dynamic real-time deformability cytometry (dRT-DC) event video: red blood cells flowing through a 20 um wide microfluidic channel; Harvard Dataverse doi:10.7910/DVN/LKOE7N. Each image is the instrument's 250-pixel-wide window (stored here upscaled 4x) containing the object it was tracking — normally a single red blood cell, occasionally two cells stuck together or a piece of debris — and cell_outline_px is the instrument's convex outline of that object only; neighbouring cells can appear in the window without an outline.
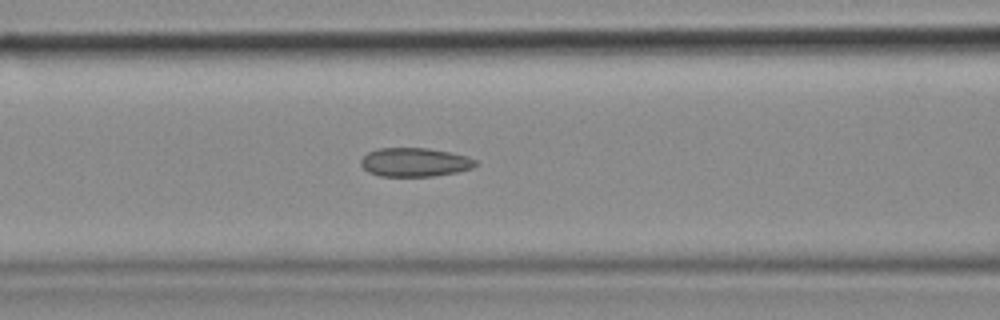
{"species": "common noctule bat (a hibernating species)", "species_latin": "Nyctalus noctula", "temperature_condition": "cold", "stored_images_in_passage": 43, "camera_frame_rate_fps": 3000, "um_per_image_px": 0.085, "animal": {"sex": "female", "body_mass_g": 18.4}, "frame": {"image": 1, "passage_image": 19, "time_ms": 6.0, "image_size_px": [1000, 320], "cell_outline_px": [[476, 164], [472, 168], [456, 172], [432, 176], [380, 176], [368, 172], [360, 164], [360, 160], [368, 152], [380, 148], [428, 148], [452, 152], [468, 156], [476, 160]], "centroid_in_image_um": [35.25, 13.78], "position_along_channel_um": 131.3, "area_um2": 19.25}}